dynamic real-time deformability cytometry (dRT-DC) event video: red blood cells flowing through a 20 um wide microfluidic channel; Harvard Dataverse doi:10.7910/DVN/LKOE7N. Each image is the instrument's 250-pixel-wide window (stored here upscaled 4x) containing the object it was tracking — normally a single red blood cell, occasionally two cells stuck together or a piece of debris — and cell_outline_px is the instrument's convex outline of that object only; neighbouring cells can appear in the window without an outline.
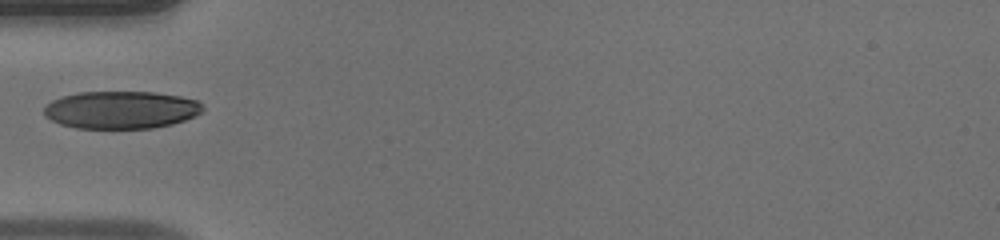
{"species": "human", "species_latin": "Homo sapiens", "temperature_condition": "warm", "stored_images_in_passage": 33, "camera_frame_rate_fps": 3000, "um_per_image_px": 0.085, "donor": {"sex": "male"}, "frame": {"image": 1, "passage_image": 1, "time_ms": 0.0, "image_size_px": [1000, 240], "cell_outline_px": [[204, 112], [196, 116], [172, 124], [152, 128], [76, 128], [60, 124], [44, 116], [44, 104], [60, 96], [80, 92], [156, 92], [180, 96], [196, 100], [204, 108]], "centroid_in_image_um": [10.28, 9.33], "position_along_channel_um": 74.7, "area_um2": 35.03}}
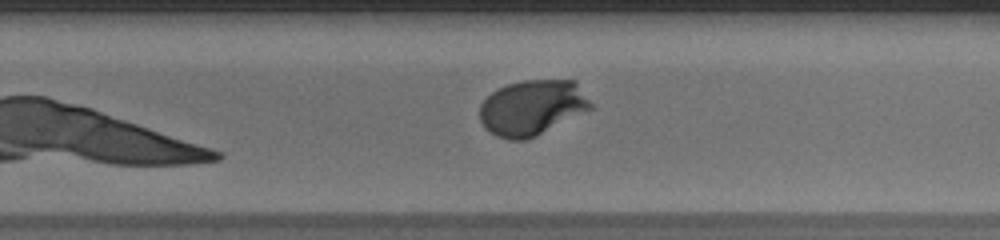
{"frame": {"image": 2, "passage_image": 16, "time_ms": 5.0, "image_size_px": [1000, 240], "cell_outline_px": [[592, 108], [528, 140], [508, 140], [496, 136], [484, 128], [480, 120], [480, 104], [492, 92], [508, 84], [524, 80], [576, 80], [592, 104]], "centroid_in_image_um": [45.22, 9.15], "position_along_channel_um": 284.6, "area_um2": 35.72}}
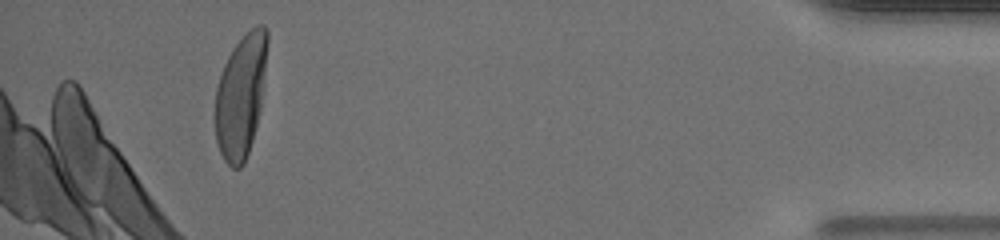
{"frame": {"image": 3, "passage_image": 30, "time_ms": 9.667, "image_size_px": [1000, 240], "cell_outline_px": [[268, 44], [260, 108], [252, 140], [244, 164], [240, 168], [232, 168], [224, 160], [220, 152], [216, 140], [216, 88], [224, 64], [232, 48], [256, 24], [264, 24], [268, 28]], "centroid_in_image_um": [20.48, 8.12], "position_along_channel_um": 414.7, "area_um2": 37.05}}